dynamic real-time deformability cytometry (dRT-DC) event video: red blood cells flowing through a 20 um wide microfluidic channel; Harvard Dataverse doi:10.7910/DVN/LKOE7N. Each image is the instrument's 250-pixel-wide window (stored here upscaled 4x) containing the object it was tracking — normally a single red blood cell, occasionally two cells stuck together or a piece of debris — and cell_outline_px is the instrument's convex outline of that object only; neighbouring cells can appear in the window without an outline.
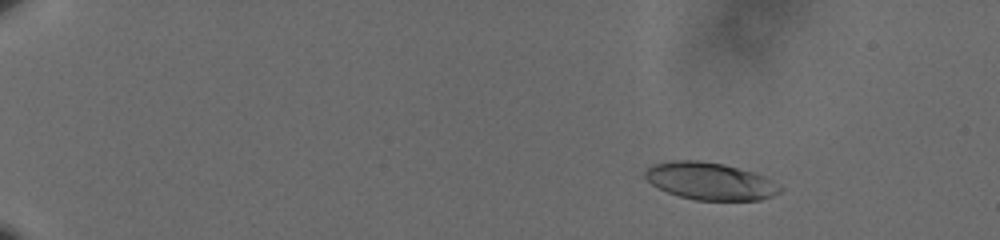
{"species": "human", "species_latin": "Homo sapiens", "temperature_condition": "cold", "stored_images_in_passage": 52, "camera_frame_rate_fps": 3000, "um_per_image_px": 0.085, "donor": {"sex": "male"}, "frame": {"image": 1, "passage_image": 1, "time_ms": 0.0, "image_size_px": [1000, 240], "cell_outline_px": [[784, 188], [780, 192], [772, 196], [760, 200], [696, 200], [680, 196], [668, 192], [652, 184], [644, 176], [644, 172], [652, 164], [672, 160], [700, 160], [724, 164], [752, 172], [764, 176]], "centroid_in_image_um": [60.36, 15.39], "position_along_channel_um": 24.6, "area_um2": 29.25}}
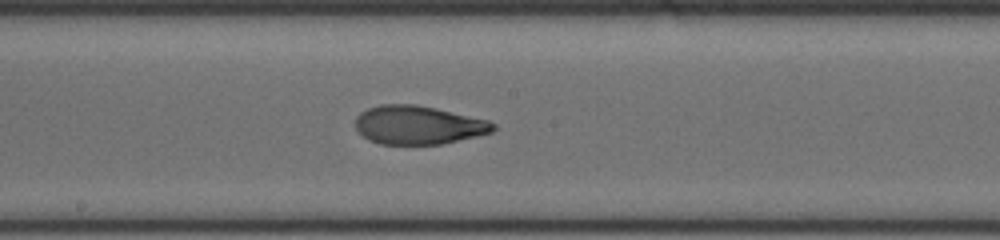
{"frame": {"image": 2, "passage_image": 28, "time_ms": 9.0, "image_size_px": [1000, 240], "cell_outline_px": [[496, 128], [492, 132], [476, 136], [440, 144], [380, 144], [368, 140], [356, 128], [356, 116], [360, 112], [368, 108], [380, 104], [416, 104], [436, 108], [488, 120], [496, 124]], "centroid_in_image_um": [35.54, 10.62], "position_along_channel_um": 212.7, "area_um2": 30.92}}
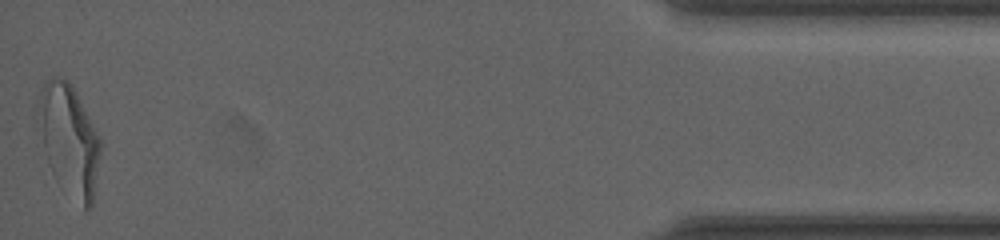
{"frame": {"image": 3, "passage_image": 52, "time_ms": 17.0, "image_size_px": [1000, 240], "cell_outline_px": [[100, 152], [92, 204], [84, 212], [44, 144], [36, 120], [36, 112], [40, 92], [44, 80], [52, 76], [56, 76], [68, 80], [72, 84], [100, 136]], "centroid_in_image_um": [5.91, 11.65], "position_along_channel_um": 429.3, "area_um2": 37.86}, "authors_computed_cell_mechanics": {"area_um2": 31.1253, "velocity_mm_per_s": 3.5853, "shape_relaxation_time_tau1_ms": 4.7431, "shape_relaxation_time_tau2_ms": 1.4044, "deformation_change_tau1": 0.1933, "deformation_change_tau2": 0.0799}}